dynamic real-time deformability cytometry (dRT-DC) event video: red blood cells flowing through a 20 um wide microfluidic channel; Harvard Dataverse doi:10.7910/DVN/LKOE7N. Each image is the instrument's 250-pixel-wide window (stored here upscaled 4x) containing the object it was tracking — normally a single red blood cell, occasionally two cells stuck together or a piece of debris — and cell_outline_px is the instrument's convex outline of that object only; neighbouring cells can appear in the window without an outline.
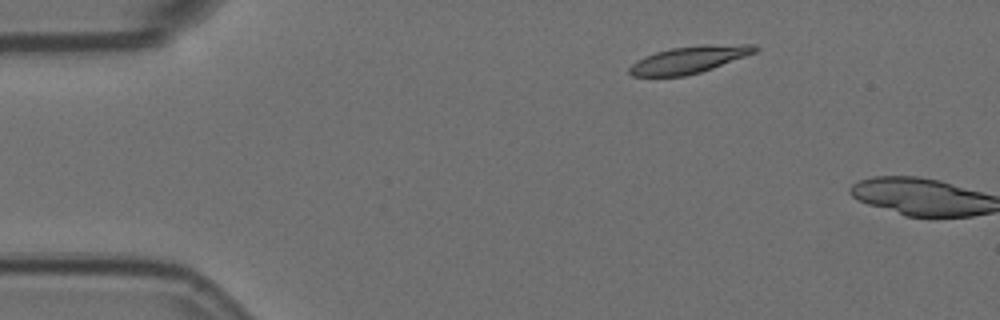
{"species": "Egyptian fruit bat (a non-hibernating species)", "species_latin": "Rousettus aegyptiacus", "temperature_condition": "room temperature", "stored_images_in_passage": 2, "camera_frame_rate_fps": 3000, "um_per_image_px": 0.085, "animal": {"sex": "female"}, "frame": {"image": 1, "passage_image": 1, "time_ms": 0.0, "image_size_px": [1000, 320], "cell_outline_px": [[760, 48], [756, 52], [712, 68], [700, 72], [684, 76], [632, 76], [628, 72], [628, 68], [636, 60], [644, 56], [656, 52], [672, 48], [704, 44], [756, 44]], "centroid_in_image_um": [58.58, 5.06], "position_along_channel_um": 26.4, "area_um2": 19.83}}